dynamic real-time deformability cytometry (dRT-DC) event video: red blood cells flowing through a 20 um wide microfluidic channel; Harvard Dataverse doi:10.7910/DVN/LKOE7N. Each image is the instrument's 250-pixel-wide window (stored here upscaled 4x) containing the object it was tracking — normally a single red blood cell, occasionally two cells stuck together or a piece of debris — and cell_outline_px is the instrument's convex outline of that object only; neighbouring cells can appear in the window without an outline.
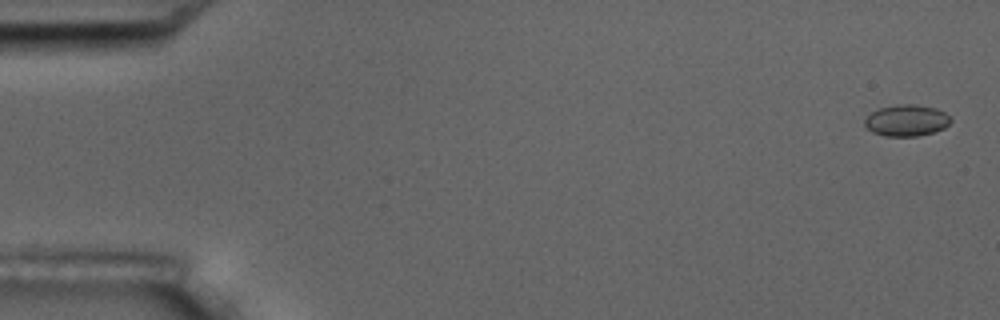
{"species": "common noctule bat (a hibernating species)", "species_latin": "Nyctalus noctula", "temperature_condition": "room temperature", "stored_images_in_passage": 6, "camera_frame_rate_fps": 3000, "um_per_image_px": 0.085, "animal": {"sex": "male", "body_mass_g": 17.5, "forearm_length_mm": 52.3}, "frame": {"image": 1, "passage_image": 1, "time_ms": 0.0, "image_size_px": [1000, 320], "cell_outline_px": [[952, 120], [944, 128], [932, 132], [916, 136], [884, 136], [872, 132], [864, 124], [864, 120], [872, 112], [880, 108], [896, 104], [916, 104], [936, 108], [944, 112]], "centroid_in_image_um": [77.04, 10.23], "position_along_channel_um": 8.0, "area_um2": 15.66}}